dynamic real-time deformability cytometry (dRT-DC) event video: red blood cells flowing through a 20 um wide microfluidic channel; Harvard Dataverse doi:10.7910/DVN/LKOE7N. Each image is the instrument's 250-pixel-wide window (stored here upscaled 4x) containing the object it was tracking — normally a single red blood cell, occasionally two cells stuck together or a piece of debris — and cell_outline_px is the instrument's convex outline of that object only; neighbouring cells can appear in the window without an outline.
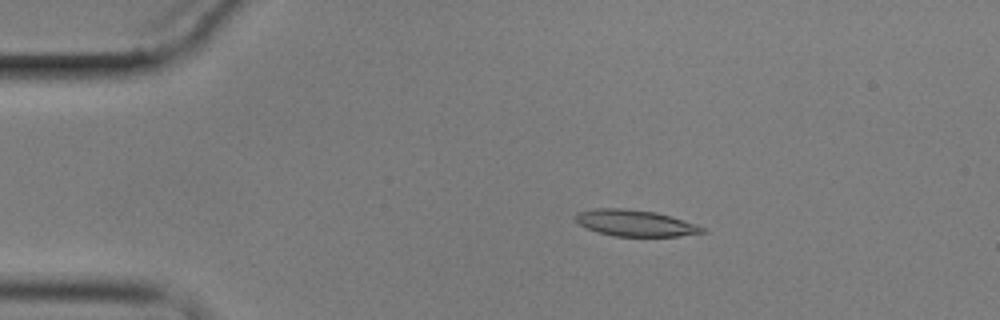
{"species": "common noctule bat (a hibernating species)", "species_latin": "Nyctalus noctula", "temperature_condition": "cold", "stored_images_in_passage": 4, "camera_frame_rate_fps": 3000, "um_per_image_px": 0.085, "animal": {"sex": "male", "body_mass_g": 17.9}, "frame": {"image": 1, "passage_image": 1, "time_ms": 0.0, "image_size_px": [1000, 320], "cell_outline_px": [[708, 232], [680, 236], [616, 236], [596, 232], [580, 224], [576, 220], [576, 212], [596, 208], [624, 208], [656, 212], [696, 224], [704, 228]], "centroid_in_image_um": [54.0, 18.96], "position_along_channel_um": 31.0, "area_um2": 19.36}}
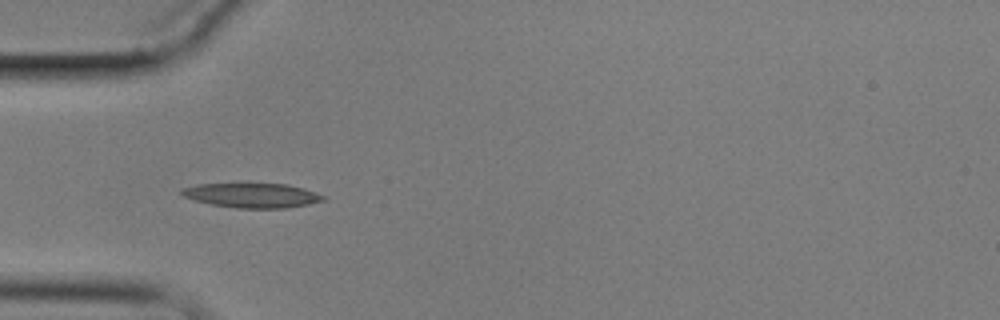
{"frame": {"image": 2, "passage_image": 3, "time_ms": 2.333, "image_size_px": [1000, 320], "cell_outline_px": [[328, 200], [288, 208], [236, 208], [212, 204], [196, 200], [184, 196], [180, 192], [180, 188], [200, 184], [288, 184], [304, 188], [328, 196]], "centroid_in_image_um": [21.52, 16.61], "position_along_channel_um": 63.5, "area_um2": 20.29}}
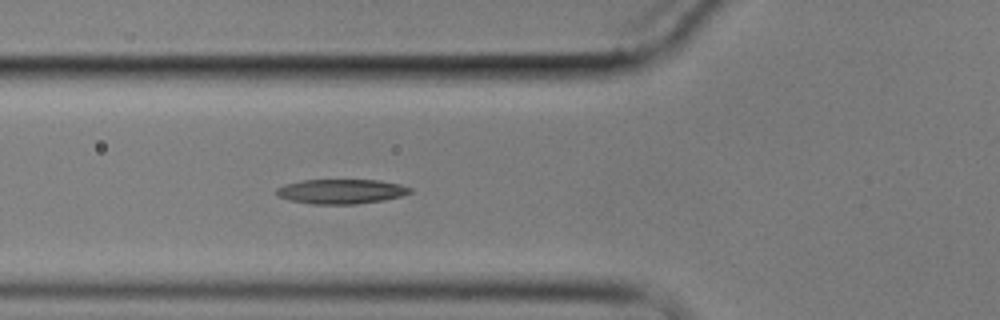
{"frame": {"image": 3, "passage_image": 4, "time_ms": 3.333, "image_size_px": [1000, 320], "cell_outline_px": [[412, 192], [400, 196], [384, 200], [356, 204], [312, 204], [288, 200], [280, 196], [276, 192], [276, 188], [284, 184], [300, 180], [380, 180], [400, 184], [412, 188]], "centroid_in_image_um": [28.99, 16.27], "position_along_channel_um": 96.8, "area_um2": 19.25}}